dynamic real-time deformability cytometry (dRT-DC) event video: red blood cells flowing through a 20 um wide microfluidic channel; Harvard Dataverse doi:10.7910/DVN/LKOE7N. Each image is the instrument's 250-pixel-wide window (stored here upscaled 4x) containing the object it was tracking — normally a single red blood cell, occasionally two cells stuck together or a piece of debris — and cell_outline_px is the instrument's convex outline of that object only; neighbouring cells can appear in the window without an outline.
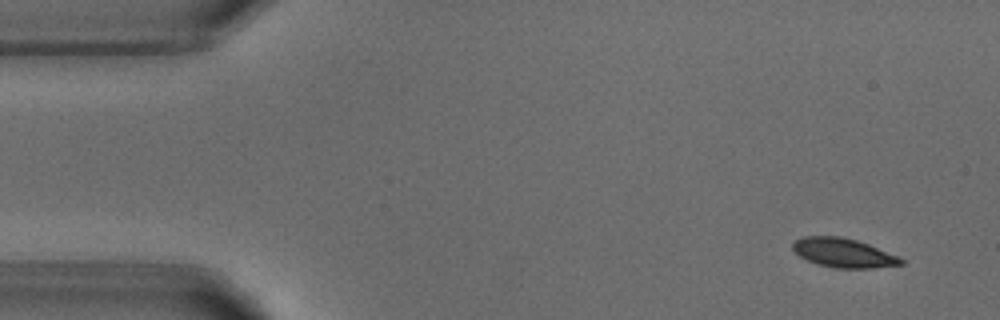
{"species": "common noctule bat (a hibernating species)", "species_latin": "Nyctalus noctula", "temperature_condition": "warm", "stored_images_in_passage": 4, "camera_frame_rate_fps": 3000, "um_per_image_px": 0.085, "animal": {"sex": "male", "body_mass_g": 18.8}, "frame": {"image": 1, "passage_image": 1, "time_ms": 0.0, "image_size_px": [1000, 320], "cell_outline_px": [[904, 264], [872, 268], [836, 268], [820, 264], [808, 260], [800, 256], [792, 248], [792, 244], [796, 240], [804, 236], [840, 236], [856, 240], [868, 244], [900, 256], [904, 260]], "centroid_in_image_um": [71.73, 21.49], "position_along_channel_um": 13.3, "area_um2": 18.26}}